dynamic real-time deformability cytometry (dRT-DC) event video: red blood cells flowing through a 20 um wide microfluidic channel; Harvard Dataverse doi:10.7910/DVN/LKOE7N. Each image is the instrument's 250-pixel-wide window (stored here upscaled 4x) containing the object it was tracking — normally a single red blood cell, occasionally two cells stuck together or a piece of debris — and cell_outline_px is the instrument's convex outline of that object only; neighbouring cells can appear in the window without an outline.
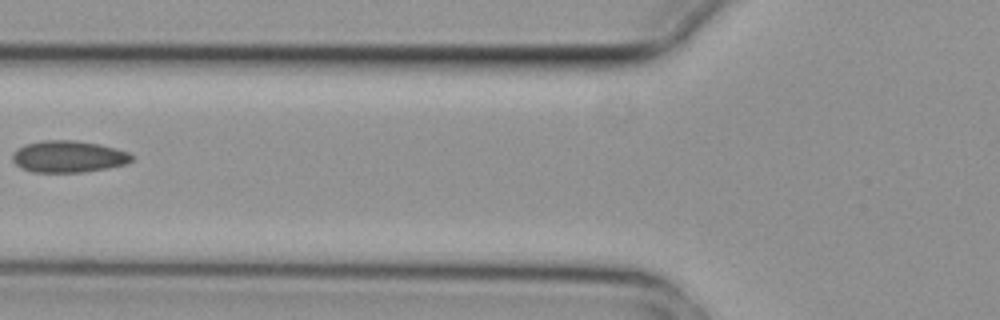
{"species": "common noctule bat (a hibernating species)", "species_latin": "Nyctalus noctula", "temperature_condition": "cold", "stored_images_in_passage": 4, "camera_frame_rate_fps": 3000, "um_per_image_px": 0.085, "animal": {"sex": "female", "body_mass_g": 29.2, "forearm_length_mm": 56.3}, "frame": {"image": 1, "passage_image": 3, "time_ms": 0.667, "image_size_px": [1000, 320], "cell_outline_px": [[132, 160], [124, 164], [108, 168], [84, 172], [32, 172], [20, 168], [12, 160], [12, 152], [16, 148], [24, 144], [44, 140], [72, 140], [100, 144], [116, 148], [128, 152], [132, 156]], "centroid_in_image_um": [5.77, 13.3], "position_along_channel_um": 120.0, "area_um2": 22.2}}
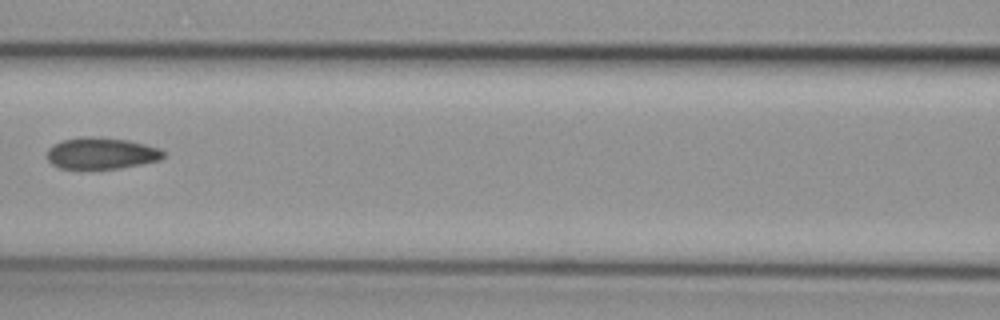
{"frame": {"image": 2, "passage_image": 4, "time_ms": 1.0, "image_size_px": [1000, 320], "cell_outline_px": [[164, 156], [160, 160], [120, 168], [60, 168], [52, 164], [48, 160], [48, 148], [52, 144], [64, 140], [84, 136], [92, 136], [128, 140], [160, 148], [164, 152]], "centroid_in_image_um": [8.61, 13.02], "position_along_channel_um": 158.0, "area_um2": 21.21}}